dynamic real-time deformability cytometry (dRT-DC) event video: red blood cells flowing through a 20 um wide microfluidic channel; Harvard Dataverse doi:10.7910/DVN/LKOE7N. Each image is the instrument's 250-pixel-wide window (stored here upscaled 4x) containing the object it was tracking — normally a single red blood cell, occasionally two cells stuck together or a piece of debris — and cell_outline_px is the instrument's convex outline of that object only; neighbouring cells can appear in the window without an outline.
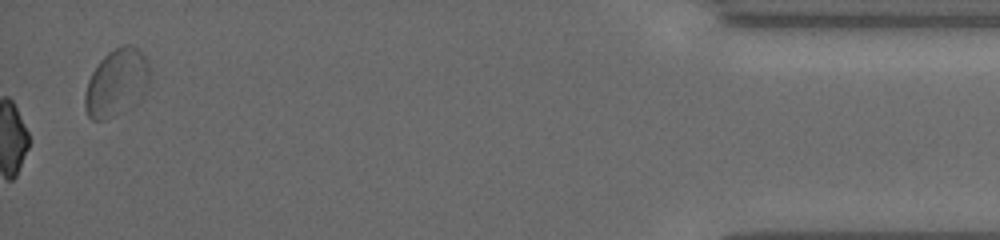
{"species": "common noctule bat (a hibernating species)", "species_latin": "Nyctalus noctula", "temperature_condition": "cold", "stored_images_in_passage": 57, "camera_frame_rate_fps": 3000, "um_per_image_px": 0.085, "animal": {"sex": "female", "body_mass_g": 19.5, "forearm_length_mm": 54.1}, "frame": {"image": 1, "passage_image": 57, "time_ms": 18.667, "image_size_px": [1000, 240], "cell_outline_px": [[148, 84], [144, 92], [132, 104], [112, 116], [104, 120], [92, 120], [88, 116], [84, 104], [84, 96], [88, 80], [92, 72], [100, 60], [108, 52], [124, 44], [132, 44], [144, 56], [148, 64]], "centroid_in_image_um": [9.86, 7.01], "position_along_channel_um": 425.3, "area_um2": 24.8}, "authors_computed_cell_mechanics": {"area_um2": 17.34, "velocity_mm_per_s": 3.8324, "shape_relaxation_time_tau1_ms": 4.6754, "shape_relaxation_time_tau2_ms": 3.4093, "deformation_change_tau1": 0.0836, "deformation_change_tau2": 0.0768}}